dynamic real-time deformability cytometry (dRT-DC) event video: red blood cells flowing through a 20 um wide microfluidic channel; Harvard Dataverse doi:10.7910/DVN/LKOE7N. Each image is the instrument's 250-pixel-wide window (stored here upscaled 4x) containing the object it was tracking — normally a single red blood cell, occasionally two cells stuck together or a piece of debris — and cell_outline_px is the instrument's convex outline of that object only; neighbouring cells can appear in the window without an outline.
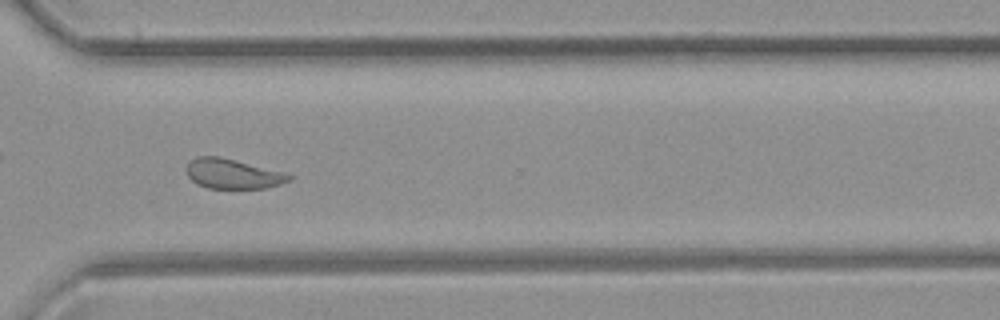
{"species": "common noctule bat (a hibernating species)", "species_latin": "Nyctalus noctula", "temperature_condition": "room temperature", "stored_images_in_passage": 50, "camera_frame_rate_fps": 3000, "um_per_image_px": 0.085, "animal": {"sex": "female", "body_mass_g": 21.9}, "frame": {"image": 1, "passage_image": 36, "time_ms": 11.667, "image_size_px": [1000, 320], "cell_outline_px": [[292, 180], [280, 184], [264, 188], [208, 188], [196, 184], [188, 176], [188, 164], [196, 156], [220, 156], [280, 172], [292, 176]], "centroid_in_image_um": [19.75, 14.78], "position_along_channel_um": 350.8, "area_um2": 17.4}}